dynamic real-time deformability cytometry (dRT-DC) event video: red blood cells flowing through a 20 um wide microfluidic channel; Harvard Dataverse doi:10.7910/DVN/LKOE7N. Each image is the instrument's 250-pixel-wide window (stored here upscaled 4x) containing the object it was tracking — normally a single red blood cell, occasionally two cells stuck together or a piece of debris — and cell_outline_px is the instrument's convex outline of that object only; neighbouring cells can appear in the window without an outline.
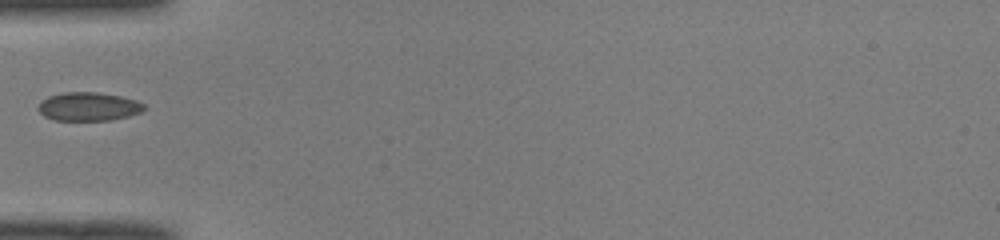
{"species": "common noctule bat (a hibernating species)", "species_latin": "Nyctalus noctula", "temperature_condition": "room temperature", "stored_images_in_passage": 34, "camera_frame_rate_fps": 3000, "um_per_image_px": 0.085, "animal": {"sex": "male", "body_mass_g": 19.0, "forearm_length_mm": 50.8}, "frame": {"image": 1, "passage_image": 1, "time_ms": 0.0, "image_size_px": [1000, 240], "cell_outline_px": [[144, 108], [140, 112], [128, 116], [112, 120], [52, 120], [44, 116], [36, 108], [48, 96], [64, 92], [96, 92], [120, 96], [136, 100], [144, 104]], "centroid_in_image_um": [7.5, 9.06], "position_along_channel_um": 77.5, "area_um2": 17.51}}
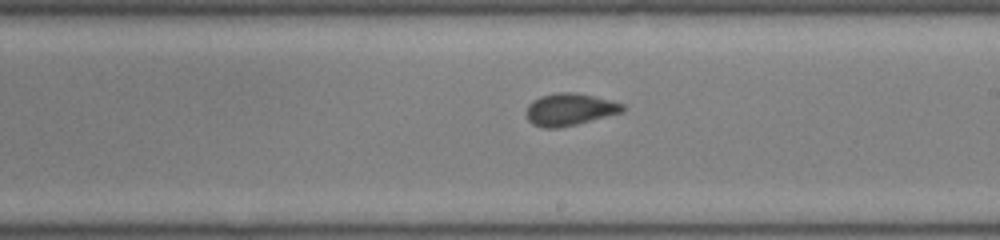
{"frame": {"image": 2, "passage_image": 13, "time_ms": 4.0, "image_size_px": [1000, 240], "cell_outline_px": [[624, 112], [576, 124], [556, 128], [544, 128], [532, 124], [528, 120], [528, 104], [532, 100], [540, 96], [556, 92], [572, 92], [592, 96], [624, 104]], "centroid_in_image_um": [48.41, 9.3], "position_along_channel_um": 240.6, "area_um2": 17.86}}
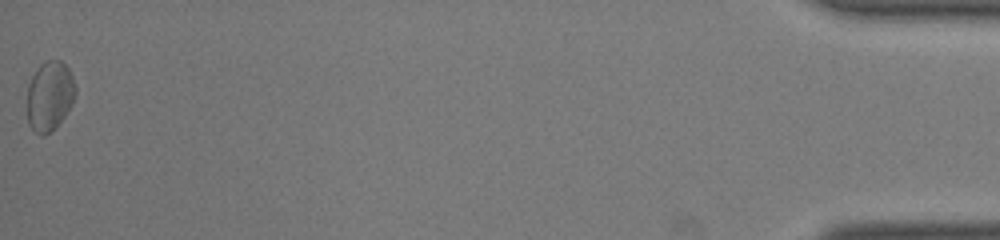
{"frame": {"image": 3, "passage_image": 34, "time_ms": 11.0, "image_size_px": [1000, 240], "cell_outline_px": [[76, 92], [72, 104], [64, 116], [44, 136], [40, 136], [28, 124], [28, 84], [32, 76], [40, 64], [44, 60], [60, 60], [68, 68], [72, 76], [76, 88]], "centroid_in_image_um": [4.22, 8.12], "position_along_channel_um": 431.0, "area_um2": 19.36}}